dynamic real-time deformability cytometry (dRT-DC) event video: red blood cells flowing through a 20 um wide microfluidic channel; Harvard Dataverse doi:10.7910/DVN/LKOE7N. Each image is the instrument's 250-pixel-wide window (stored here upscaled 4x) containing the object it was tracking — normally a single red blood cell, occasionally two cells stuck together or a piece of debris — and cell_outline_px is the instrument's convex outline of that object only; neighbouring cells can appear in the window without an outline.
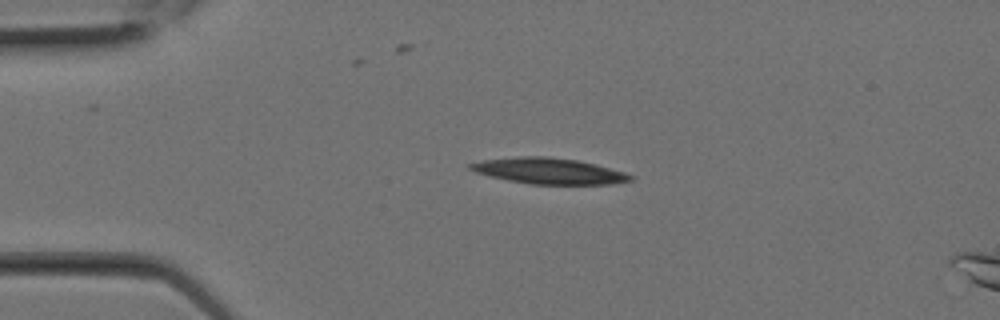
{"species": "Egyptian fruit bat (a non-hibernating species)", "species_latin": "Rousettus aegyptiacus", "temperature_condition": "room temperature", "stored_images_in_passage": 2, "camera_frame_rate_fps": 3000, "um_per_image_px": 0.085, "animal": {"sex": "female"}, "frame": {"image": 1, "passage_image": 1, "time_ms": 0.0, "image_size_px": [1000, 320], "cell_outline_px": [[636, 176], [632, 180], [612, 184], [532, 184], [508, 180], [488, 176], [476, 172], [468, 168], [468, 164], [484, 160], [520, 156], [548, 156], [576, 160], [596, 164], [624, 172]], "centroid_in_image_um": [46.67, 14.53], "position_along_channel_um": 38.3, "area_um2": 24.16}}